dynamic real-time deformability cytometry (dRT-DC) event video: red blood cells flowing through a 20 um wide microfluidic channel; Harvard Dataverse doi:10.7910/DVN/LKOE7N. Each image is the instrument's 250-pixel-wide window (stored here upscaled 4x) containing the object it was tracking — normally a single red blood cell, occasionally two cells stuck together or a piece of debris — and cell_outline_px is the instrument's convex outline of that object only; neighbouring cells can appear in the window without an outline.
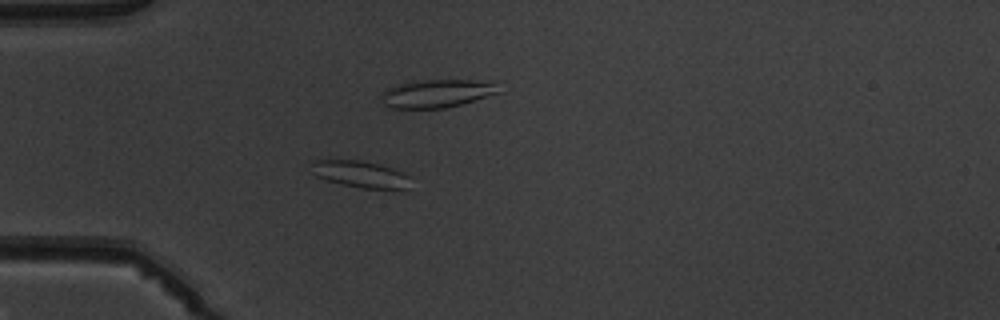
{"species": "common noctule bat (a hibernating species)", "species_latin": "Nyctalus noctula", "temperature_condition": "warm", "stored_images_in_passage": 6, "camera_frame_rate_fps": 3000, "um_per_image_px": 0.085, "animal": {"sex": "male", "body_mass_g": 19.5, "forearm_length_mm": 54.6}, "frame": {"image": 1, "passage_image": 5, "time_ms": 4.667, "image_size_px": [1000, 320], "cell_outline_px": [[408, 176], [404, 188], [360, 188], [324, 180], [316, 176], [312, 172], [312, 160], [360, 160], [380, 164], [392, 168]], "centroid_in_image_um": [30.51, 14.78], "position_along_channel_um": 54.5, "area_um2": 15.03}}